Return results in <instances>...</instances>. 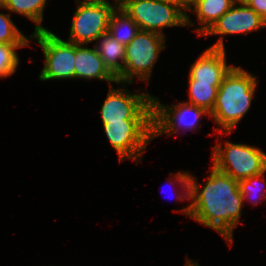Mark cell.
<instances>
[{
	"mask_svg": "<svg viewBox=\"0 0 266 266\" xmlns=\"http://www.w3.org/2000/svg\"><path fill=\"white\" fill-rule=\"evenodd\" d=\"M74 2L77 4L76 10L66 41L83 45L93 44L100 35L108 32L111 17L120 7V3H84L75 0Z\"/></svg>",
	"mask_w": 266,
	"mask_h": 266,
	"instance_id": "10",
	"label": "cell"
},
{
	"mask_svg": "<svg viewBox=\"0 0 266 266\" xmlns=\"http://www.w3.org/2000/svg\"><path fill=\"white\" fill-rule=\"evenodd\" d=\"M108 86L107 97L100 108L102 123L123 122V120H152V94L147 88L130 91L127 85L133 83L115 82ZM143 89V90H142Z\"/></svg>",
	"mask_w": 266,
	"mask_h": 266,
	"instance_id": "6",
	"label": "cell"
},
{
	"mask_svg": "<svg viewBox=\"0 0 266 266\" xmlns=\"http://www.w3.org/2000/svg\"><path fill=\"white\" fill-rule=\"evenodd\" d=\"M184 266H200L198 261H194L193 259H189V257H186V262Z\"/></svg>",
	"mask_w": 266,
	"mask_h": 266,
	"instance_id": "26",
	"label": "cell"
},
{
	"mask_svg": "<svg viewBox=\"0 0 266 266\" xmlns=\"http://www.w3.org/2000/svg\"><path fill=\"white\" fill-rule=\"evenodd\" d=\"M266 28V20L247 4H234L223 14L212 28L203 36H218L211 48L226 49L224 37L233 35L247 36Z\"/></svg>",
	"mask_w": 266,
	"mask_h": 266,
	"instance_id": "11",
	"label": "cell"
},
{
	"mask_svg": "<svg viewBox=\"0 0 266 266\" xmlns=\"http://www.w3.org/2000/svg\"><path fill=\"white\" fill-rule=\"evenodd\" d=\"M233 5V0H198L187 11V27H194L192 30L196 33L197 38H202ZM191 14L196 15L197 24L192 21Z\"/></svg>",
	"mask_w": 266,
	"mask_h": 266,
	"instance_id": "14",
	"label": "cell"
},
{
	"mask_svg": "<svg viewBox=\"0 0 266 266\" xmlns=\"http://www.w3.org/2000/svg\"><path fill=\"white\" fill-rule=\"evenodd\" d=\"M38 43L44 55L39 81L75 79V43L57 36L52 30L31 33L30 42Z\"/></svg>",
	"mask_w": 266,
	"mask_h": 266,
	"instance_id": "9",
	"label": "cell"
},
{
	"mask_svg": "<svg viewBox=\"0 0 266 266\" xmlns=\"http://www.w3.org/2000/svg\"><path fill=\"white\" fill-rule=\"evenodd\" d=\"M79 2L84 3H100V4H107V3H121V0H76Z\"/></svg>",
	"mask_w": 266,
	"mask_h": 266,
	"instance_id": "25",
	"label": "cell"
},
{
	"mask_svg": "<svg viewBox=\"0 0 266 266\" xmlns=\"http://www.w3.org/2000/svg\"><path fill=\"white\" fill-rule=\"evenodd\" d=\"M190 172L191 171L182 170H179L175 174L173 172H169V175L167 177L169 186H172V189L175 193H173L175 195L174 197H176L175 199L178 202H190Z\"/></svg>",
	"mask_w": 266,
	"mask_h": 266,
	"instance_id": "22",
	"label": "cell"
},
{
	"mask_svg": "<svg viewBox=\"0 0 266 266\" xmlns=\"http://www.w3.org/2000/svg\"><path fill=\"white\" fill-rule=\"evenodd\" d=\"M160 100L159 96L152 95L153 140L162 135L178 137L183 132H196L202 127L203 116L210 119L208 111L186 101L167 105Z\"/></svg>",
	"mask_w": 266,
	"mask_h": 266,
	"instance_id": "7",
	"label": "cell"
},
{
	"mask_svg": "<svg viewBox=\"0 0 266 266\" xmlns=\"http://www.w3.org/2000/svg\"><path fill=\"white\" fill-rule=\"evenodd\" d=\"M217 134L219 135L217 136V143L212 147V164L210 165L218 171L239 181L266 170V153L262 148L242 142L234 143L218 139L220 135L222 137L228 136L231 132H217Z\"/></svg>",
	"mask_w": 266,
	"mask_h": 266,
	"instance_id": "3",
	"label": "cell"
},
{
	"mask_svg": "<svg viewBox=\"0 0 266 266\" xmlns=\"http://www.w3.org/2000/svg\"><path fill=\"white\" fill-rule=\"evenodd\" d=\"M198 0H178V4L187 12Z\"/></svg>",
	"mask_w": 266,
	"mask_h": 266,
	"instance_id": "24",
	"label": "cell"
},
{
	"mask_svg": "<svg viewBox=\"0 0 266 266\" xmlns=\"http://www.w3.org/2000/svg\"><path fill=\"white\" fill-rule=\"evenodd\" d=\"M188 69V81L222 83L235 64L227 62L226 49L205 48Z\"/></svg>",
	"mask_w": 266,
	"mask_h": 266,
	"instance_id": "12",
	"label": "cell"
},
{
	"mask_svg": "<svg viewBox=\"0 0 266 266\" xmlns=\"http://www.w3.org/2000/svg\"><path fill=\"white\" fill-rule=\"evenodd\" d=\"M266 170L260 174L238 181L239 189L243 197V203H252L259 206L266 199Z\"/></svg>",
	"mask_w": 266,
	"mask_h": 266,
	"instance_id": "19",
	"label": "cell"
},
{
	"mask_svg": "<svg viewBox=\"0 0 266 266\" xmlns=\"http://www.w3.org/2000/svg\"><path fill=\"white\" fill-rule=\"evenodd\" d=\"M188 82V103L212 112L221 83Z\"/></svg>",
	"mask_w": 266,
	"mask_h": 266,
	"instance_id": "18",
	"label": "cell"
},
{
	"mask_svg": "<svg viewBox=\"0 0 266 266\" xmlns=\"http://www.w3.org/2000/svg\"><path fill=\"white\" fill-rule=\"evenodd\" d=\"M0 2L11 15H22L32 21L34 32L50 30L42 24L48 0H0Z\"/></svg>",
	"mask_w": 266,
	"mask_h": 266,
	"instance_id": "16",
	"label": "cell"
},
{
	"mask_svg": "<svg viewBox=\"0 0 266 266\" xmlns=\"http://www.w3.org/2000/svg\"><path fill=\"white\" fill-rule=\"evenodd\" d=\"M75 79L106 81L108 86L117 79L105 67L98 51L87 44H75Z\"/></svg>",
	"mask_w": 266,
	"mask_h": 266,
	"instance_id": "13",
	"label": "cell"
},
{
	"mask_svg": "<svg viewBox=\"0 0 266 266\" xmlns=\"http://www.w3.org/2000/svg\"><path fill=\"white\" fill-rule=\"evenodd\" d=\"M4 10V6L0 2V10ZM10 13L0 12V43H30V36L18 28L12 20Z\"/></svg>",
	"mask_w": 266,
	"mask_h": 266,
	"instance_id": "21",
	"label": "cell"
},
{
	"mask_svg": "<svg viewBox=\"0 0 266 266\" xmlns=\"http://www.w3.org/2000/svg\"><path fill=\"white\" fill-rule=\"evenodd\" d=\"M101 124L119 162L132 160L136 165L142 162L148 145L153 141L152 120H123Z\"/></svg>",
	"mask_w": 266,
	"mask_h": 266,
	"instance_id": "8",
	"label": "cell"
},
{
	"mask_svg": "<svg viewBox=\"0 0 266 266\" xmlns=\"http://www.w3.org/2000/svg\"><path fill=\"white\" fill-rule=\"evenodd\" d=\"M208 173L203 185L190 172V204L173 212L184 214L203 227L213 229L232 248L234 229L240 225L246 205L237 180L212 165Z\"/></svg>",
	"mask_w": 266,
	"mask_h": 266,
	"instance_id": "1",
	"label": "cell"
},
{
	"mask_svg": "<svg viewBox=\"0 0 266 266\" xmlns=\"http://www.w3.org/2000/svg\"><path fill=\"white\" fill-rule=\"evenodd\" d=\"M247 5L266 20V0H250Z\"/></svg>",
	"mask_w": 266,
	"mask_h": 266,
	"instance_id": "23",
	"label": "cell"
},
{
	"mask_svg": "<svg viewBox=\"0 0 266 266\" xmlns=\"http://www.w3.org/2000/svg\"><path fill=\"white\" fill-rule=\"evenodd\" d=\"M169 1H172V2L178 3V0H169Z\"/></svg>",
	"mask_w": 266,
	"mask_h": 266,
	"instance_id": "28",
	"label": "cell"
},
{
	"mask_svg": "<svg viewBox=\"0 0 266 266\" xmlns=\"http://www.w3.org/2000/svg\"><path fill=\"white\" fill-rule=\"evenodd\" d=\"M259 80L252 72L249 73L236 64L227 73L219 86L216 102L210 113L216 133L235 131L251 109Z\"/></svg>",
	"mask_w": 266,
	"mask_h": 266,
	"instance_id": "2",
	"label": "cell"
},
{
	"mask_svg": "<svg viewBox=\"0 0 266 266\" xmlns=\"http://www.w3.org/2000/svg\"><path fill=\"white\" fill-rule=\"evenodd\" d=\"M166 37L139 30L136 36L125 46V60L122 73L116 78L119 82L135 83L149 81L161 51L167 47ZM137 78V79H136Z\"/></svg>",
	"mask_w": 266,
	"mask_h": 266,
	"instance_id": "4",
	"label": "cell"
},
{
	"mask_svg": "<svg viewBox=\"0 0 266 266\" xmlns=\"http://www.w3.org/2000/svg\"><path fill=\"white\" fill-rule=\"evenodd\" d=\"M120 7L140 30L166 37L165 28L187 27V12L169 0H121Z\"/></svg>",
	"mask_w": 266,
	"mask_h": 266,
	"instance_id": "5",
	"label": "cell"
},
{
	"mask_svg": "<svg viewBox=\"0 0 266 266\" xmlns=\"http://www.w3.org/2000/svg\"><path fill=\"white\" fill-rule=\"evenodd\" d=\"M94 45L105 67L117 78L123 71L125 46L114 39L108 32L100 35Z\"/></svg>",
	"mask_w": 266,
	"mask_h": 266,
	"instance_id": "15",
	"label": "cell"
},
{
	"mask_svg": "<svg viewBox=\"0 0 266 266\" xmlns=\"http://www.w3.org/2000/svg\"><path fill=\"white\" fill-rule=\"evenodd\" d=\"M32 47L30 43H0V79H6L15 72L20 64L18 49Z\"/></svg>",
	"mask_w": 266,
	"mask_h": 266,
	"instance_id": "20",
	"label": "cell"
},
{
	"mask_svg": "<svg viewBox=\"0 0 266 266\" xmlns=\"http://www.w3.org/2000/svg\"><path fill=\"white\" fill-rule=\"evenodd\" d=\"M139 30L136 22L121 7L113 13L108 26V33L124 46L130 43Z\"/></svg>",
	"mask_w": 266,
	"mask_h": 266,
	"instance_id": "17",
	"label": "cell"
},
{
	"mask_svg": "<svg viewBox=\"0 0 266 266\" xmlns=\"http://www.w3.org/2000/svg\"><path fill=\"white\" fill-rule=\"evenodd\" d=\"M234 4H248L250 0H233Z\"/></svg>",
	"mask_w": 266,
	"mask_h": 266,
	"instance_id": "27",
	"label": "cell"
}]
</instances>
